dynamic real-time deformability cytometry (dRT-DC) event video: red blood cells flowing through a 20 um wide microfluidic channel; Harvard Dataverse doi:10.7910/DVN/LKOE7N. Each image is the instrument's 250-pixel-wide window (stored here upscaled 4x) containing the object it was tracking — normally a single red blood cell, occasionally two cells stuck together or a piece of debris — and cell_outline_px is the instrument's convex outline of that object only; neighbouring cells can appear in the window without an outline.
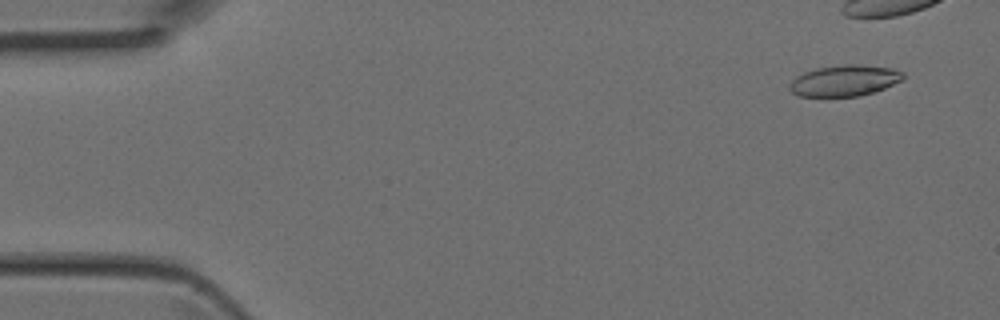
{"species": "Egyptian fruit bat (a non-hibernating species)", "species_latin": "Rousettus aegyptiacus", "temperature_condition": "room temperature", "stored_images_in_passage": 5, "camera_frame_rate_fps": 3000, "um_per_image_px": 0.085, "animal": {"sex": "female"}, "frame": {"image": 1, "passage_image": 1, "time_ms": 0.0, "image_size_px": [1000, 320], "cell_outline_px": [[904, 80], [884, 88], [860, 96], [800, 96], [792, 92], [788, 88], [788, 84], [796, 76], [804, 72], [816, 68], [844, 64], [860, 64], [892, 68], [904, 72]], "centroid_in_image_um": [71.79, 6.84], "position_along_channel_um": 13.2, "area_um2": 20.69}}
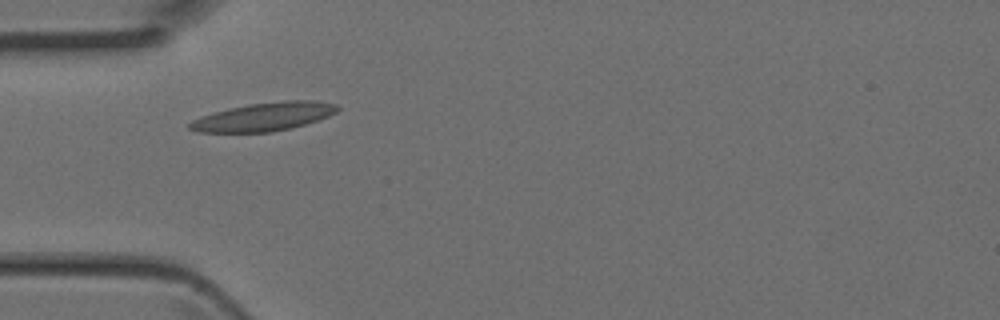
{"frame": {"image": 2, "passage_image": 5, "time_ms": 1.333, "image_size_px": [1000, 320], "cell_outline_px": [[340, 108], [336, 112], [328, 116], [292, 128], [272, 132], [196, 132], [188, 128], [188, 124], [192, 120], [200, 116], [212, 112], [228, 108], [248, 104], [284, 100], [312, 100], [336, 104]], "centroid_in_image_um": [22.39, 9.92], "position_along_channel_um": 62.6, "area_um2": 24.51}}